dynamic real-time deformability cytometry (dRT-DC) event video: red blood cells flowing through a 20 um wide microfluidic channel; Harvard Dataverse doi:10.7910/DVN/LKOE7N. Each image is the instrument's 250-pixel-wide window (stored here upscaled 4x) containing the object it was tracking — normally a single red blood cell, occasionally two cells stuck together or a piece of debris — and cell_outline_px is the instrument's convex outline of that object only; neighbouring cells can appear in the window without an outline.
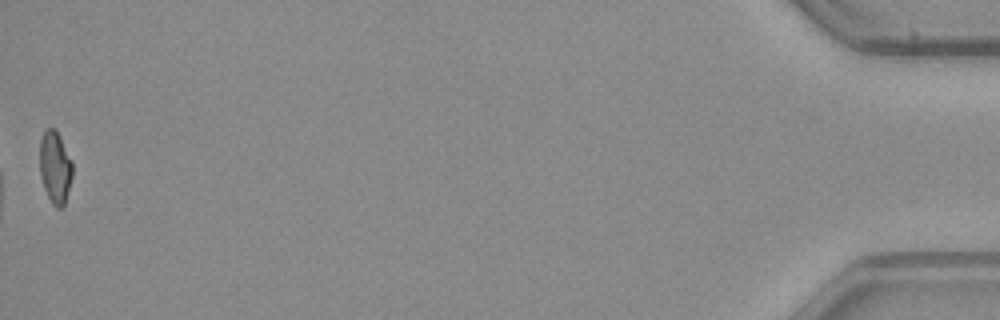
{"species": "common noctule bat (a hibernating species)", "species_latin": "Nyctalus noctula", "temperature_condition": "warm", "stored_images_in_passage": 35, "camera_frame_rate_fps": 3000, "um_per_image_px": 0.085, "animal": {"sex": "male", "body_mass_g": 23.1, "forearm_length_mm": 52.7}, "frame": {"image": 1, "passage_image": 35, "time_ms": 11.333, "image_size_px": [1000, 320], "cell_outline_px": [[72, 176], [64, 204], [60, 208], [56, 208], [52, 204], [44, 188], [40, 172], [40, 140], [44, 132], [48, 128], [56, 128], [72, 160]], "centroid_in_image_um": [4.69, 14.19], "position_along_channel_um": 430.5, "area_um2": 13.7}}